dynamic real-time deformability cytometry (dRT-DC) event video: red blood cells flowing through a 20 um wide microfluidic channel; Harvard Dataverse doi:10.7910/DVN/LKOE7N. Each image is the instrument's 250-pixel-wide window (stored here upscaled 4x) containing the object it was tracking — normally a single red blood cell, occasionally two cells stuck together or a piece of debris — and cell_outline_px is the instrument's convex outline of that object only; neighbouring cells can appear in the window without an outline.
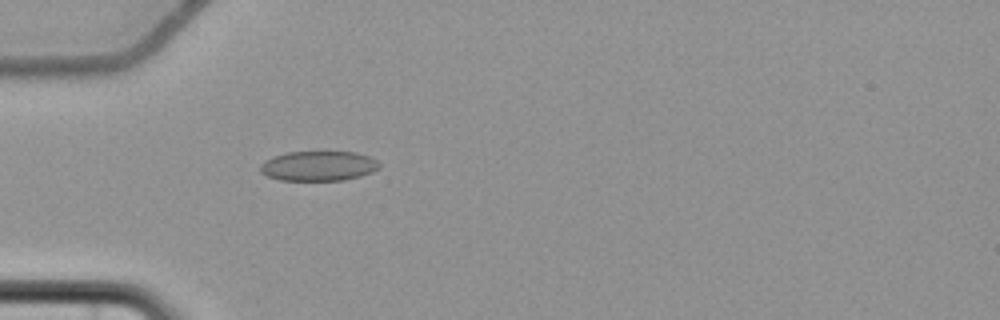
{"species": "common noctule bat (a hibernating species)", "species_latin": "Nyctalus noctula", "temperature_condition": "cold", "stored_images_in_passage": 5, "camera_frame_rate_fps": 3000, "um_per_image_px": 0.085, "animal": {"sex": "female", "body_mass_g": 22.7, "forearm_length_mm": 54.2}, "frame": {"image": 1, "passage_image": 5, "time_ms": 6.0, "image_size_px": [1000, 320], "cell_outline_px": [[380, 168], [372, 172], [360, 176], [344, 180], [280, 180], [268, 176], [260, 172], [260, 164], [264, 160], [272, 156], [288, 152], [356, 152], [368, 156], [376, 160], [380, 164]], "centroid_in_image_um": [27.06, 14.1], "position_along_channel_um": 57.9, "area_um2": 20.75}}